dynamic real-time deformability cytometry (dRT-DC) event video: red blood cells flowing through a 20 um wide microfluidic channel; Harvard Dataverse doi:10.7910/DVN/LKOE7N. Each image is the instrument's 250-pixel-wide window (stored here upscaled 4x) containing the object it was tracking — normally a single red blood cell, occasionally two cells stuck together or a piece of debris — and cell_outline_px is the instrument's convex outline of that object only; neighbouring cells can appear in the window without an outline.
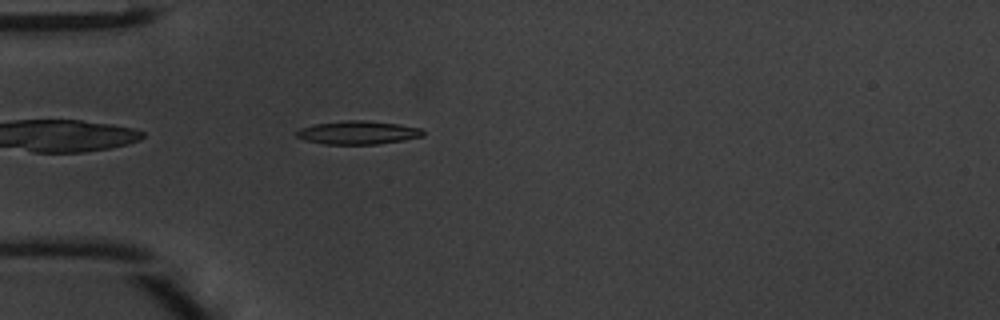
{"species": "common noctule bat (a hibernating species)", "species_latin": "Nyctalus noctula", "temperature_condition": "warm", "stored_images_in_passage": 36, "camera_frame_rate_fps": 3000, "um_per_image_px": 0.085, "animal": {"sex": "male", "body_mass_g": 20.1, "forearm_length_mm": 53.5}, "frame": {"image": 1, "passage_image": 2, "time_ms": 0.333, "image_size_px": [1000, 320], "cell_outline_px": [[424, 136], [404, 140], [376, 144], [324, 144], [304, 140], [296, 136], [296, 132], [300, 128], [312, 124], [344, 120], [364, 120], [400, 124], [424, 128]], "centroid_in_image_um": [30.44, 11.26], "position_along_channel_um": 54.6, "area_um2": 17.46}}
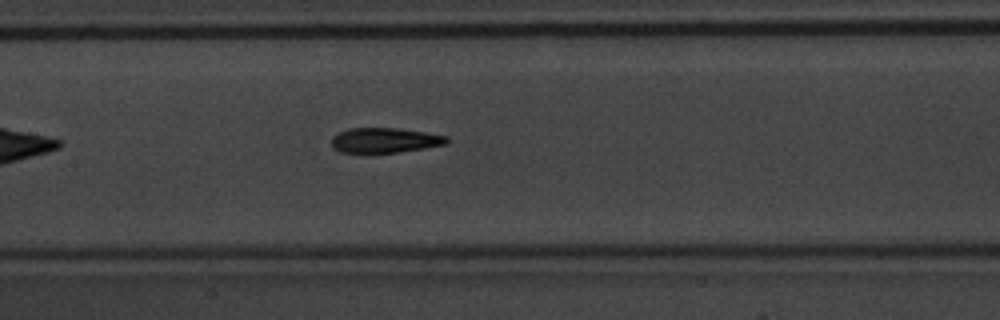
{"frame": {"image": 2, "passage_image": 11, "time_ms": 3.333, "image_size_px": [1000, 320], "cell_outline_px": [[448, 140], [444, 144], [424, 148], [400, 152], [364, 156], [340, 152], [332, 148], [332, 136], [348, 128], [396, 128], [424, 132], [448, 136]], "centroid_in_image_um": [32.61, 11.97], "position_along_channel_um": 174.8, "area_um2": 17.46}}
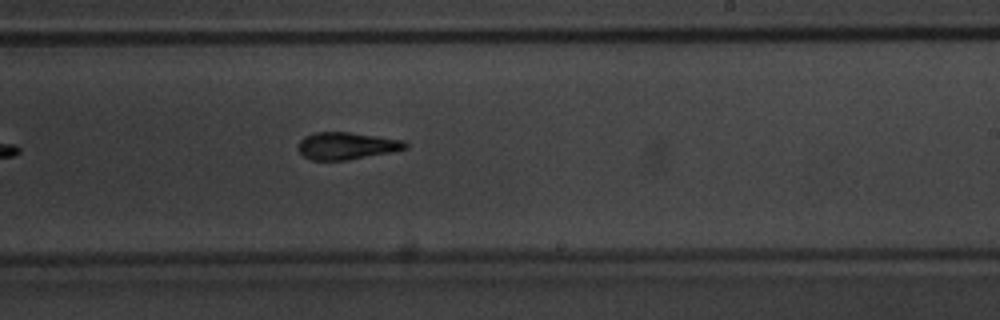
{"frame": {"image": 3, "passage_image": 17, "time_ms": 5.333, "image_size_px": [1000, 320], "cell_outline_px": [[408, 148], [392, 152], [348, 160], [312, 160], [304, 156], [296, 148], [300, 140], [304, 136], [316, 132], [348, 132], [404, 140], [408, 144]], "centroid_in_image_um": [29.46, 12.4], "position_along_channel_um": 259.5, "area_um2": 17.05}, "authors_computed_cell_mechanics": {"area_um2": 17.051, "velocity_mm_per_s": 4.2577, "shape_relaxation_time_tau1_ms": 2.8298, "shape_relaxation_time_tau2_ms": 3.5141, "deformation_change_tau1": 0.1765, "deformation_change_tau2": 0.1575}}